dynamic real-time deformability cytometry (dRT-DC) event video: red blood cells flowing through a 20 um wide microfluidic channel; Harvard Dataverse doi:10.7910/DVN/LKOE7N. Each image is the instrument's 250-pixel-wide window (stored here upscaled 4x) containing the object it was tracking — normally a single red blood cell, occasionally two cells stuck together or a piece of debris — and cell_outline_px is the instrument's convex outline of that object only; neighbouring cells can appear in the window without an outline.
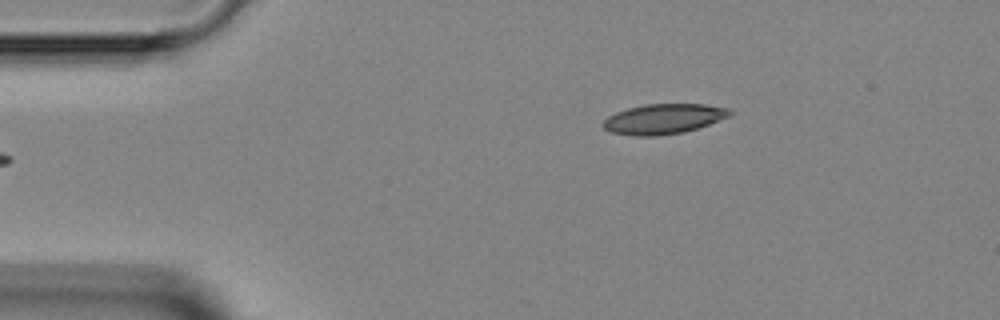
{"species": "Egyptian fruit bat (a non-hibernating species)", "species_latin": "Rousettus aegyptiacus", "temperature_condition": "room temperature", "stored_images_in_passage": 4, "camera_frame_rate_fps": 3000, "um_per_image_px": 0.085, "animal": {"sex": "female"}, "frame": {"image": 1, "passage_image": 4, "time_ms": 4.333, "image_size_px": [1000, 320], "cell_outline_px": [[732, 116], [684, 132], [656, 136], [632, 136], [608, 132], [600, 124], [608, 116], [616, 112], [628, 108], [644, 104], [704, 104], [728, 108], [732, 112]], "centroid_in_image_um": [56.37, 10.11], "position_along_channel_um": 28.6, "area_um2": 22.37}}